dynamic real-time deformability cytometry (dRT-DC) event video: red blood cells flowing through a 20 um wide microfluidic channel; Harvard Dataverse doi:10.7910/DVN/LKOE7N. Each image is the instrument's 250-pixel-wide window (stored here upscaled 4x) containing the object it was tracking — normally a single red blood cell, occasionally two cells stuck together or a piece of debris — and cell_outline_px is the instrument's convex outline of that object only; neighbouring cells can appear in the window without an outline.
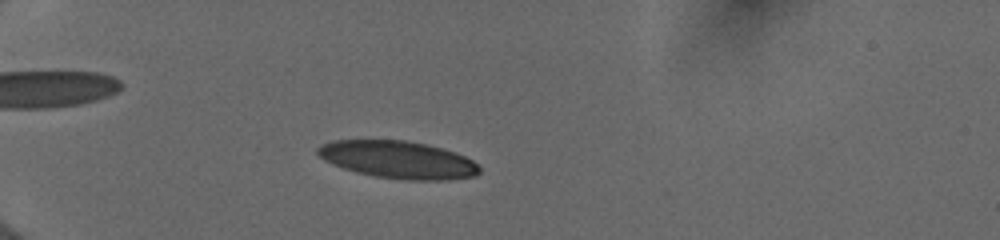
{"species": "human", "species_latin": "Homo sapiens", "temperature_condition": "cold", "stored_images_in_passage": 46, "camera_frame_rate_fps": 3000, "um_per_image_px": 0.085, "donor": {"sex": "female"}, "frame": {"image": 1, "passage_image": 10, "time_ms": 3.0, "image_size_px": [1000, 240], "cell_outline_px": [[480, 172], [476, 176], [448, 180], [408, 180], [376, 176], [356, 172], [332, 164], [324, 160], [316, 152], [316, 148], [332, 140], [404, 140], [424, 144], [456, 152], [472, 160], [480, 168]], "centroid_in_image_um": [33.84, 13.58], "position_along_channel_um": 51.2, "area_um2": 35.14}}
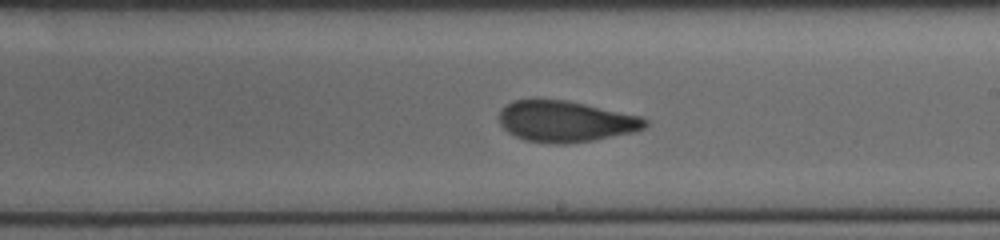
{"frame": {"image": 2, "passage_image": 27, "time_ms": 8.667, "image_size_px": [1000, 240], "cell_outline_px": [[648, 124], [644, 128], [636, 132], [592, 140], [564, 144], [556, 144], [524, 140], [508, 132], [500, 124], [500, 112], [512, 100], [568, 100], [640, 116], [648, 120]], "centroid_in_image_um": [48.11, 10.32], "position_along_channel_um": 240.9, "area_um2": 34.74}}
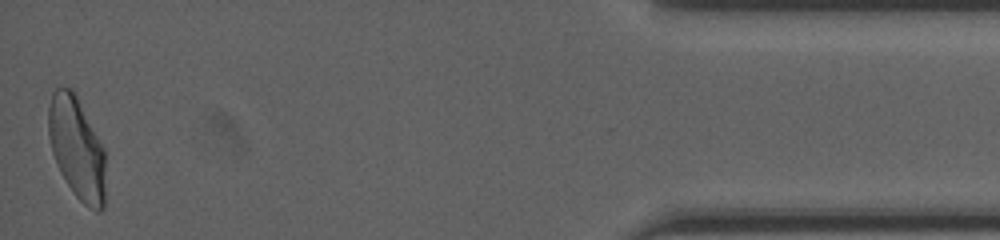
{"frame": {"image": 3, "passage_image": 46, "time_ms": 15.0, "image_size_px": [1000, 240], "cell_outline_px": [[104, 208], [100, 212], [96, 212], [88, 208], [76, 196], [60, 172], [56, 164], [52, 152], [48, 136], [48, 108], [52, 92], [56, 88], [72, 88], [104, 148]], "centroid_in_image_um": [6.51, 12.6], "position_along_channel_um": 428.7, "area_um2": 33.76}, "authors_computed_cell_mechanics": {"area_um2": 34.5644, "velocity_mm_per_s": 3.9961, "shape_relaxation_time_tau1_ms": null, "shape_relaxation_time_tau2_ms": 1.1064, "deformation_change_tau1": null, "deformation_change_tau2": 0.0776}}